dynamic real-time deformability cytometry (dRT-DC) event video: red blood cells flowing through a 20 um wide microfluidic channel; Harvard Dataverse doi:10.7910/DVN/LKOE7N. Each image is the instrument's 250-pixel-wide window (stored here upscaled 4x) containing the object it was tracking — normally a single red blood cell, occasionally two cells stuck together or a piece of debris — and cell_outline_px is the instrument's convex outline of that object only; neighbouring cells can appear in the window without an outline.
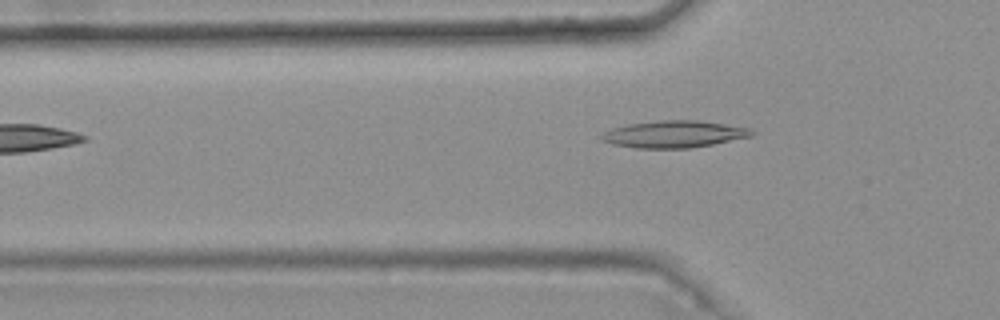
{"species": "common noctule bat (a hibernating species)", "species_latin": "Nyctalus noctula", "temperature_condition": "warm", "stored_images_in_passage": 4, "camera_frame_rate_fps": 3000, "um_per_image_px": 0.085, "animal": {"sex": "female", "body_mass_g": 25.1}, "frame": {"image": 1, "passage_image": 4, "time_ms": 1.0, "image_size_px": [1000, 320], "cell_outline_px": [[756, 132], [752, 136], [712, 144], [688, 148], [636, 148], [612, 144], [600, 140], [596, 136], [612, 128], [628, 124], [660, 120], [696, 120], [724, 124], [748, 128]], "centroid_in_image_um": [57.22, 11.4], "position_along_channel_um": 68.6, "area_um2": 23.58}}